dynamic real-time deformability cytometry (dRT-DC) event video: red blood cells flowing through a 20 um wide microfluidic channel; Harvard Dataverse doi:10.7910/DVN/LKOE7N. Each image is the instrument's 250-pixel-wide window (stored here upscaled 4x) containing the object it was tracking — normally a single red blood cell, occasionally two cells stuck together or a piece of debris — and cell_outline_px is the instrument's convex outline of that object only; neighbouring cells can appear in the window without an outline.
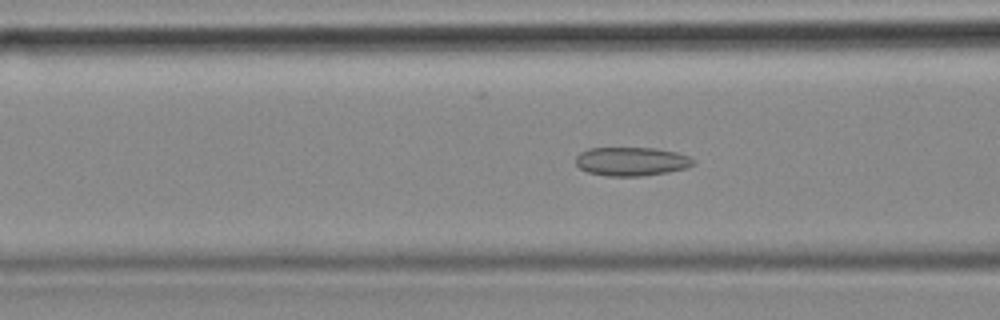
{"species": "common noctule bat (a hibernating species)", "species_latin": "Nyctalus noctula", "temperature_condition": "cold", "stored_images_in_passage": 49, "camera_frame_rate_fps": 3000, "um_per_image_px": 0.085, "animal": {"sex": "female", "body_mass_g": 18.4}, "frame": {"image": 1, "passage_image": 15, "time_ms": 4.667, "image_size_px": [1000, 320], "cell_outline_px": [[696, 164], [684, 168], [668, 172], [644, 176], [604, 176], [588, 172], [580, 168], [576, 164], [576, 156], [580, 152], [588, 148], [656, 148], [676, 152], [688, 156], [696, 160]], "centroid_in_image_um": [53.68, 13.72], "position_along_channel_um": 112.9, "area_um2": 19.83}, "authors_computed_cell_mechanics": {"area_um2": 19.4208, "velocity_mm_per_s": 3.6667, "shape_relaxation_time_tau1_ms": null, "shape_relaxation_time_tau2_ms": 3.0421, "deformation_change_tau1": null, "deformation_change_tau2": 0.0932}}